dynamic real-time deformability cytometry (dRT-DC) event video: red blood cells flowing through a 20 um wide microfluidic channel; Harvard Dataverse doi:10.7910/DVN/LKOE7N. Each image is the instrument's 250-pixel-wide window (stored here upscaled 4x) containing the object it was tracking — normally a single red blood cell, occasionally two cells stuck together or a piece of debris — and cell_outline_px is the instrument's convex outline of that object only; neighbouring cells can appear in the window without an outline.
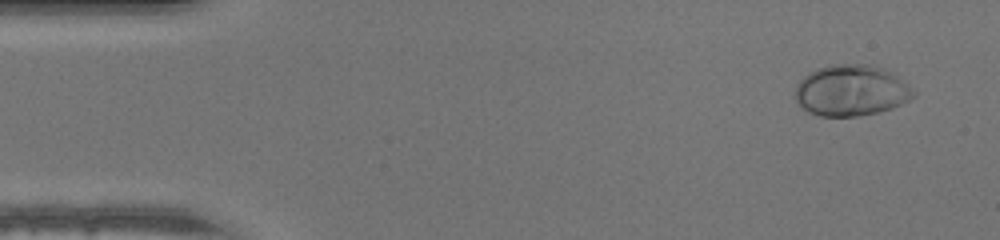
{"species": "human", "species_latin": "Homo sapiens", "temperature_condition": "warm", "stored_images_in_passage": 46, "camera_frame_rate_fps": 3000, "um_per_image_px": 0.085, "donor": {"sex": "male"}, "frame": {"image": 1, "passage_image": 1, "time_ms": 0.0, "image_size_px": [1000, 240], "cell_outline_px": [[916, 96], [892, 108], [876, 112], [856, 116], [820, 116], [808, 112], [800, 108], [796, 100], [796, 84], [808, 72], [816, 68], [828, 64], [872, 64], [896, 72], [916, 92]], "centroid_in_image_um": [72.36, 7.66], "position_along_channel_um": 12.6, "area_um2": 35.78}}
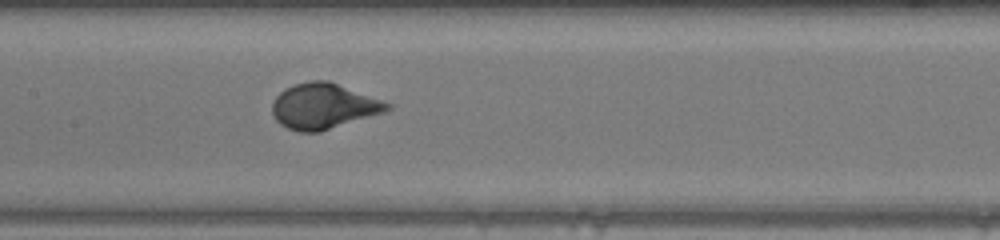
{"frame": {"image": 2, "passage_image": 21, "time_ms": 6.667, "image_size_px": [1000, 240], "cell_outline_px": [[392, 108], [384, 112], [320, 132], [300, 132], [288, 128], [280, 124], [276, 120], [272, 112], [272, 100], [284, 88], [308, 80], [328, 80], [392, 104]], "centroid_in_image_um": [27.47, 9.02], "position_along_channel_um": 179.9, "area_um2": 30.46}}
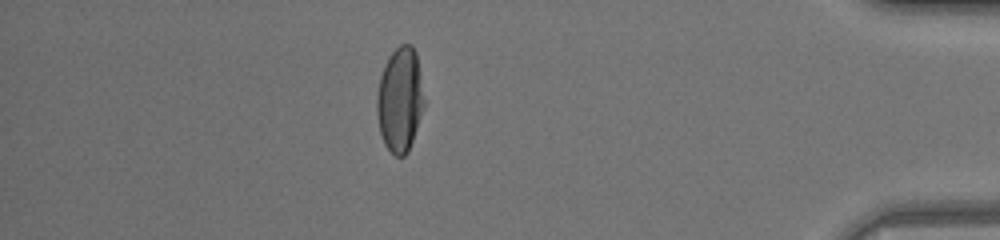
{"frame": {"image": 3, "passage_image": 40, "time_ms": 13.0, "image_size_px": [1000, 240], "cell_outline_px": [[424, 104], [408, 152], [404, 156], [396, 156], [384, 144], [380, 132], [376, 112], [376, 96], [380, 76], [384, 64], [388, 56], [400, 44], [412, 44], [416, 52], [424, 100]], "centroid_in_image_um": [33.97, 8.44], "position_along_channel_um": 401.2, "area_um2": 28.61}}